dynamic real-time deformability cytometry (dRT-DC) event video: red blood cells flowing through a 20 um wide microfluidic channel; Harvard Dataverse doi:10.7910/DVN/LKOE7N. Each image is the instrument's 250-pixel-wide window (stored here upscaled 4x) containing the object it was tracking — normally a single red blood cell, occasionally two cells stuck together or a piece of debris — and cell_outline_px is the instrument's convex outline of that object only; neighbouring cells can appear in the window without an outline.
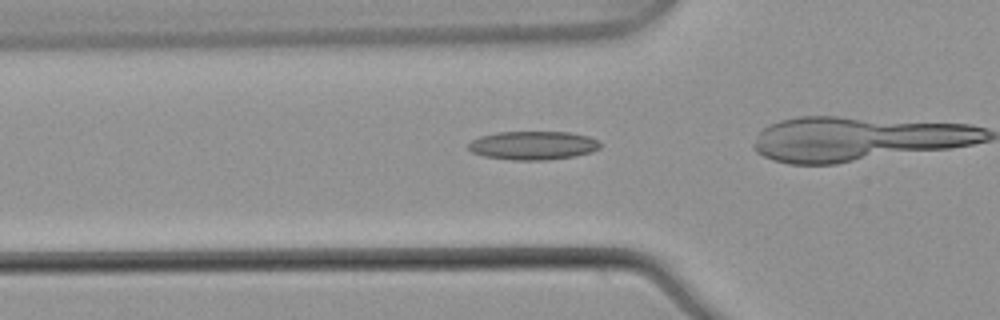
{"species": "common noctule bat (a hibernating species)", "species_latin": "Nyctalus noctula", "temperature_condition": "warm", "stored_images_in_passage": 19, "camera_frame_rate_fps": 3000, "um_per_image_px": 0.085, "animal": {"sex": "male", "body_mass_g": 21.5, "forearm_length_mm": 52.0}, "frame": {"image": 1, "passage_image": 4, "time_ms": 1.0, "image_size_px": [1000, 320], "cell_outline_px": [[600, 148], [592, 152], [572, 156], [544, 160], [512, 160], [484, 156], [472, 152], [468, 148], [468, 144], [472, 140], [480, 136], [496, 132], [568, 132], [588, 136], [600, 140]], "centroid_in_image_um": [45.31, 12.35], "position_along_channel_um": 80.5, "area_um2": 21.96}}